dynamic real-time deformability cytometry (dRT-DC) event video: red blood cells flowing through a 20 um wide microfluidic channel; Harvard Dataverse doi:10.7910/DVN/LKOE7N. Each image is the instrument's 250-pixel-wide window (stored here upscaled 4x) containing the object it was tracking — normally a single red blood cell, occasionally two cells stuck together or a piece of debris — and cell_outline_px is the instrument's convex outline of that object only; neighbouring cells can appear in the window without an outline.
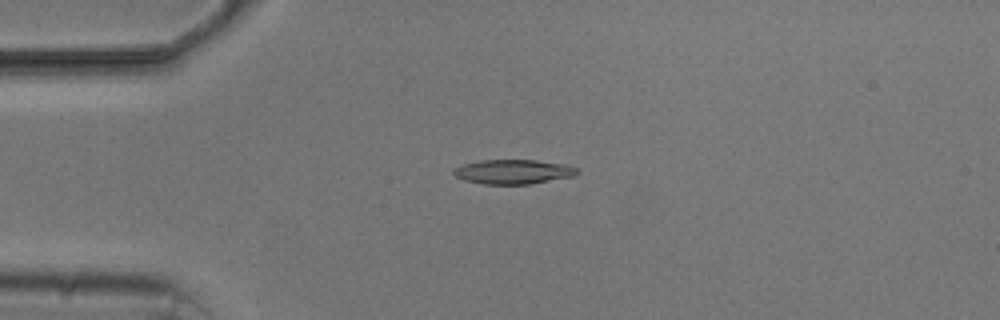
{"species": "common noctule bat (a hibernating species)", "species_latin": "Nyctalus noctula", "temperature_condition": "cold", "stored_images_in_passage": 4, "camera_frame_rate_fps": 3000, "um_per_image_px": 0.085, "animal": {"sex": "male", "body_mass_g": 20.5, "forearm_length_mm": 52.5}, "frame": {"image": 1, "passage_image": 3, "time_ms": 2.333, "image_size_px": [1000, 320], "cell_outline_px": [[580, 172], [576, 176], [528, 184], [484, 184], [464, 180], [456, 176], [452, 172], [452, 168], [464, 164], [480, 160], [536, 160], [564, 164], [576, 168]], "centroid_in_image_um": [43.62, 14.6], "position_along_channel_um": 41.4, "area_um2": 17.63}}